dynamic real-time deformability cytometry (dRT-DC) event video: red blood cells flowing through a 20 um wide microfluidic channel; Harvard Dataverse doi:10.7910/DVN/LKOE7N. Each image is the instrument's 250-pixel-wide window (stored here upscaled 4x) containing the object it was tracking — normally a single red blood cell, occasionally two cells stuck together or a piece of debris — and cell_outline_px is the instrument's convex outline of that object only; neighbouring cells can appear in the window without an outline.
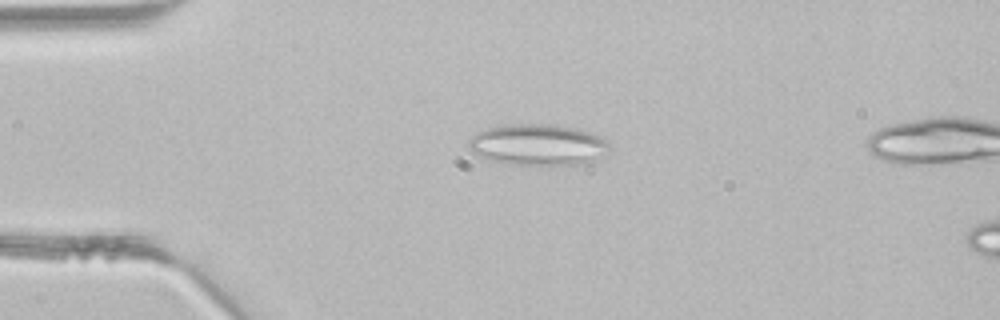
{"species": "common noctule bat (a hibernating species)", "species_latin": "Nyctalus noctula", "temperature_condition": "room temperature", "stored_images_in_passage": 3, "camera_frame_rate_fps": 3000, "um_per_image_px": 0.085, "animal": {"sex": "male", "body_mass_g": 21.5, "forearm_length_mm": 52.0}, "frame": {"image": 1, "passage_image": 2, "time_ms": 0.333, "image_size_px": [1000, 320], "cell_outline_px": [[608, 148], [592, 164], [512, 164], [496, 160], [472, 152], [468, 148], [468, 140], [476, 132], [488, 128], [512, 124], [548, 124], [576, 128], [592, 132], [608, 140]], "centroid_in_image_um": [45.76, 12.29], "position_along_channel_um": 39.2, "area_um2": 33.47}}